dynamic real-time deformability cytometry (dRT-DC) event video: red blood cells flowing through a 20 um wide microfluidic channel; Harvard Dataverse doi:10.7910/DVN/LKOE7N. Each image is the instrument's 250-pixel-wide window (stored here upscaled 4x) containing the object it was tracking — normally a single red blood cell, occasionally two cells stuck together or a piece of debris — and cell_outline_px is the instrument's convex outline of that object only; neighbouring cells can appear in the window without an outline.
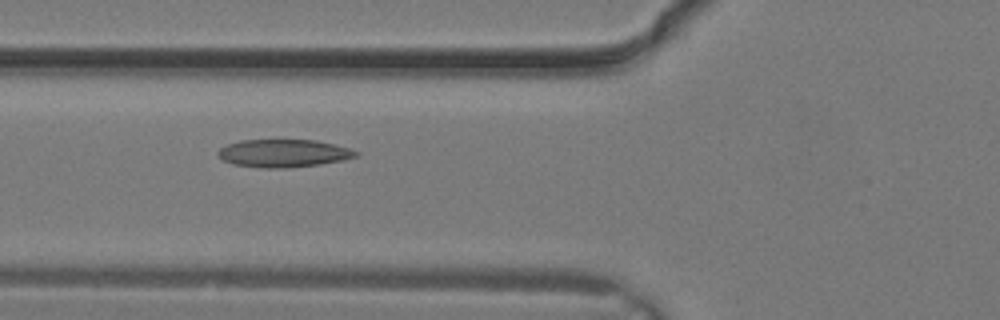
{"species": "common noctule bat (a hibernating species)", "species_latin": "Nyctalus noctula", "temperature_condition": "warm", "stored_images_in_passage": 30, "camera_frame_rate_fps": 3000, "um_per_image_px": 0.085, "animal": {"sex": "male", "body_mass_g": 19.2, "forearm_length_mm": 51.8}, "frame": {"image": 1, "passage_image": 12, "time_ms": 3.667, "image_size_px": [1000, 320], "cell_outline_px": [[360, 152], [356, 156], [344, 160], [320, 164], [288, 168], [264, 168], [232, 164], [224, 160], [216, 152], [220, 148], [228, 144], [240, 140], [316, 140], [348, 148]], "centroid_in_image_um": [24.09, 13.03], "position_along_channel_um": 101.7, "area_um2": 22.25}}
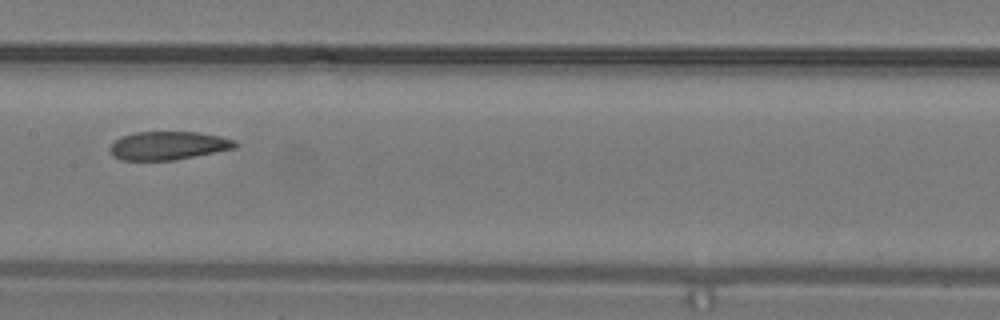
{"frame": {"image": 2, "passage_image": 16, "time_ms": 5.0, "image_size_px": [1000, 320], "cell_outline_px": [[240, 144], [236, 148], [176, 160], [120, 160], [112, 156], [108, 148], [116, 140], [124, 136], [136, 132], [196, 132], [220, 136], [232, 140]], "centroid_in_image_um": [14.3, 12.39], "position_along_channel_um": 193.1, "area_um2": 20.69}}
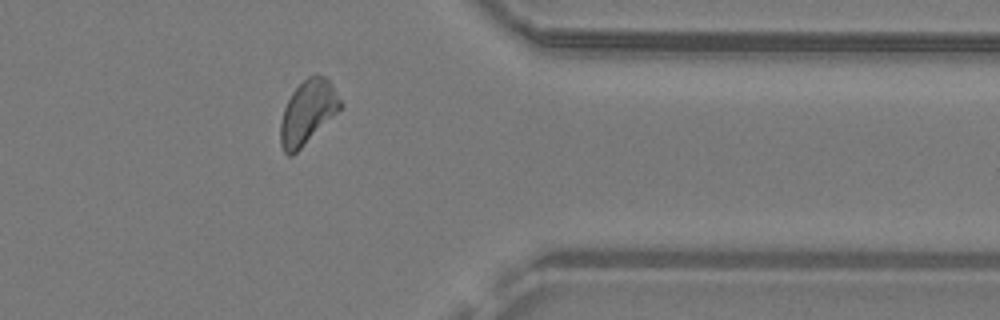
{"frame": {"image": 3, "passage_image": 25, "time_ms": 8.0, "image_size_px": [1000, 320], "cell_outline_px": [[344, 104], [292, 156], [288, 156], [284, 152], [280, 144], [280, 124], [284, 108], [292, 92], [308, 76], [324, 76], [332, 84]], "centroid_in_image_um": [26.13, 9.53], "position_along_channel_um": 385.3, "area_um2": 21.68}}